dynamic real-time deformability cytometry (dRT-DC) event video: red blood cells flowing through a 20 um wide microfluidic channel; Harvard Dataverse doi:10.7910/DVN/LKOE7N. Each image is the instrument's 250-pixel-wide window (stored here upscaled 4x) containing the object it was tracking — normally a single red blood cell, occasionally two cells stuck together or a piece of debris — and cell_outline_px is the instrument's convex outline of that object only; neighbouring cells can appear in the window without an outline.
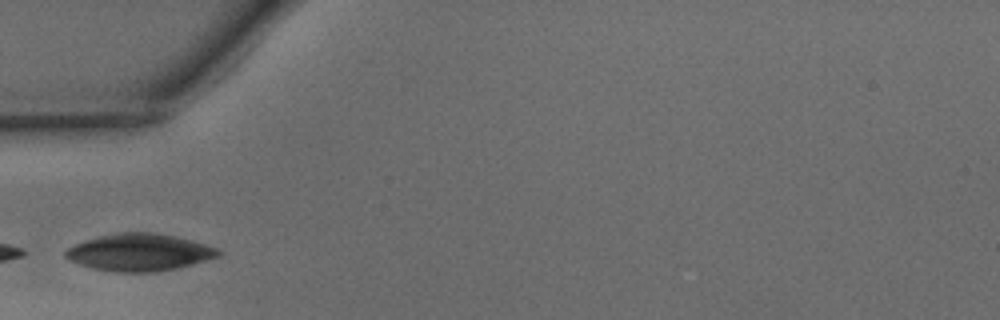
{"species": "common noctule bat (a hibernating species)", "species_latin": "Nyctalus noctula", "temperature_condition": "warm", "stored_images_in_passage": 23, "camera_frame_rate_fps": 3000, "um_per_image_px": 0.085, "animal": {"sex": "male", "body_mass_g": 15.6}, "frame": {"image": 1, "passage_image": 1, "time_ms": 0.0, "image_size_px": [1000, 320], "cell_outline_px": [[224, 256], [176, 268], [152, 272], [112, 272], [80, 264], [68, 260], [64, 256], [64, 252], [68, 248], [84, 240], [116, 232], [156, 232], [176, 236], [192, 240], [216, 248], [224, 252]], "centroid_in_image_um": [11.89, 21.44], "position_along_channel_um": 73.1, "area_um2": 33.29}}
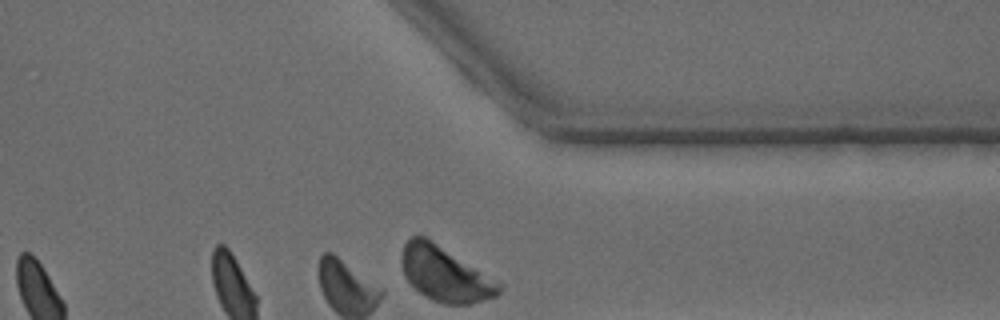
{"frame": {"image": 2, "passage_image": 23, "time_ms": 7.333, "image_size_px": [1000, 320], "cell_outline_px": [[504, 288], [496, 296], [472, 304], [444, 304], [432, 300], [420, 292], [404, 276], [400, 260], [400, 256], [404, 244], [412, 236], [428, 236], [504, 284]], "centroid_in_image_um": [37.85, 23.26], "position_along_channel_um": 373.5, "area_um2": 31.67}}